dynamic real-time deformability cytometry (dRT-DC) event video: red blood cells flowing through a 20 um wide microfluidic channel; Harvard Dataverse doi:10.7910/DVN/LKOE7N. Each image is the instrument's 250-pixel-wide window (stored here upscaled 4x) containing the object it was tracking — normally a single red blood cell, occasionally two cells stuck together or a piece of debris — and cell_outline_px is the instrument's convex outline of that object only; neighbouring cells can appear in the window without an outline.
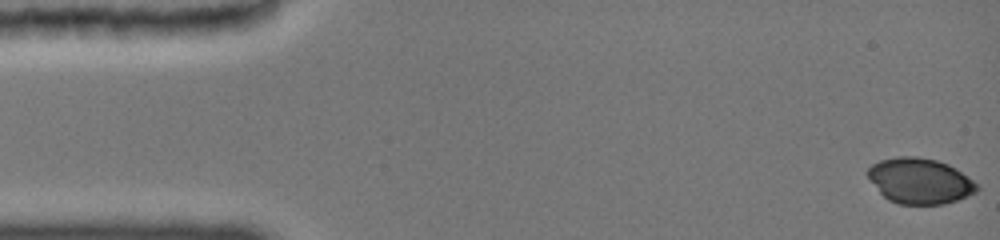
{"species": "common noctule bat (a hibernating species)", "species_latin": "Nyctalus noctula", "temperature_condition": "cold", "stored_images_in_passage": 55, "camera_frame_rate_fps": 3000, "um_per_image_px": 0.085, "animal": {"sex": "female", "body_mass_g": 19.0, "forearm_length_mm": 51.5}, "frame": {"image": 1, "passage_image": 1, "time_ms": 0.0, "image_size_px": [1000, 240], "cell_outline_px": [[980, 188], [976, 192], [968, 196], [944, 204], [900, 204], [888, 200], [880, 192], [864, 172], [872, 164], [880, 160], [900, 156], [916, 156], [936, 160], [948, 164], [956, 168], [980, 184]], "centroid_in_image_um": [78.21, 15.37], "position_along_channel_um": 6.8, "area_um2": 29.19}}